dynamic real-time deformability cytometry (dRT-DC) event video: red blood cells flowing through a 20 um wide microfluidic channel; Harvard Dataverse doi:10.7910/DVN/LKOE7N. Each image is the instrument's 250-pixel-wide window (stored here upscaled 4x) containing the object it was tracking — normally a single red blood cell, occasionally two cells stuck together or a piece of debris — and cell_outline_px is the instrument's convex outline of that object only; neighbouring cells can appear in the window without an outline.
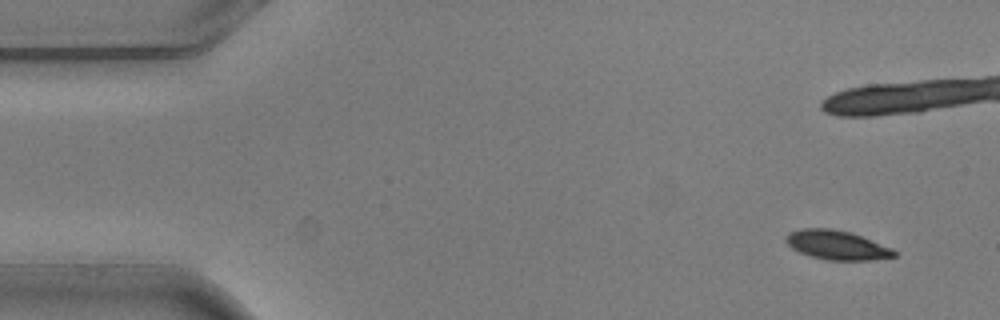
{"species": "common noctule bat (a hibernating species)", "species_latin": "Nyctalus noctula", "temperature_condition": "warm", "stored_images_in_passage": 7, "camera_frame_rate_fps": 3000, "um_per_image_px": 0.085, "animal": {"sex": "male", "body_mass_g": 20.5, "forearm_length_mm": 52.5}, "frame": {"image": 1, "passage_image": 1, "time_ms": 0.0, "image_size_px": [1000, 320], "cell_outline_px": [[896, 256], [872, 260], [828, 260], [812, 256], [800, 252], [792, 248], [784, 240], [788, 232], [800, 228], [832, 228], [852, 232], [892, 248], [896, 252]], "centroid_in_image_um": [71.12, 20.81], "position_along_channel_um": 13.9, "area_um2": 18.5}}